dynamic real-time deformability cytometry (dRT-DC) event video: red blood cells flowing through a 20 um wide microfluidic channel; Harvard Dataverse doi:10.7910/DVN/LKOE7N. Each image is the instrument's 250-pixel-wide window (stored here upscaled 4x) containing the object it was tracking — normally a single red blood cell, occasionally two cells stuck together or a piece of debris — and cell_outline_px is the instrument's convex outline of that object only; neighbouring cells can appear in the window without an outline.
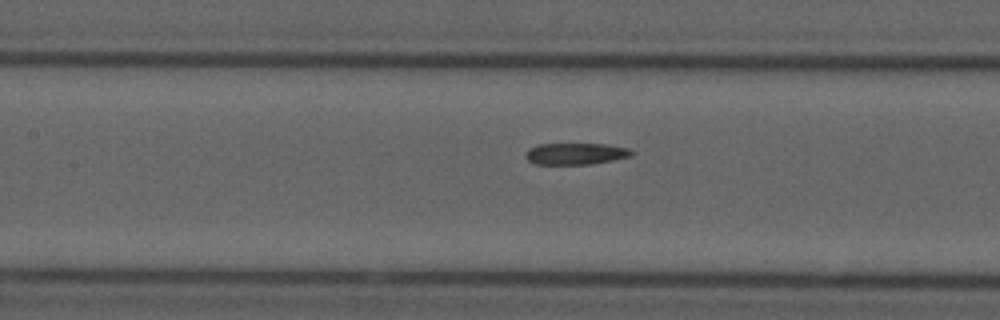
{"species": "common noctule bat (a hibernating species)", "species_latin": "Nyctalus noctula", "temperature_condition": "cold", "stored_images_in_passage": 8, "segment_of_instrument_passage": [2, 2], "camera_frame_rate_fps": 3000, "um_per_image_px": 0.085, "animal": {"sex": "male", "forearm_length_mm": 52.5}, "frame": {"image": 1, "passage_image": 8, "time_ms": 8.333, "image_size_px": [1000, 320], "cell_outline_px": [[636, 152], [632, 156], [612, 160], [588, 164], [536, 164], [528, 160], [524, 156], [524, 152], [528, 148], [540, 144], [608, 144], [628, 148]], "centroid_in_image_um": [48.93, 13.06], "position_along_channel_um": 158.5, "area_um2": 13.41}}